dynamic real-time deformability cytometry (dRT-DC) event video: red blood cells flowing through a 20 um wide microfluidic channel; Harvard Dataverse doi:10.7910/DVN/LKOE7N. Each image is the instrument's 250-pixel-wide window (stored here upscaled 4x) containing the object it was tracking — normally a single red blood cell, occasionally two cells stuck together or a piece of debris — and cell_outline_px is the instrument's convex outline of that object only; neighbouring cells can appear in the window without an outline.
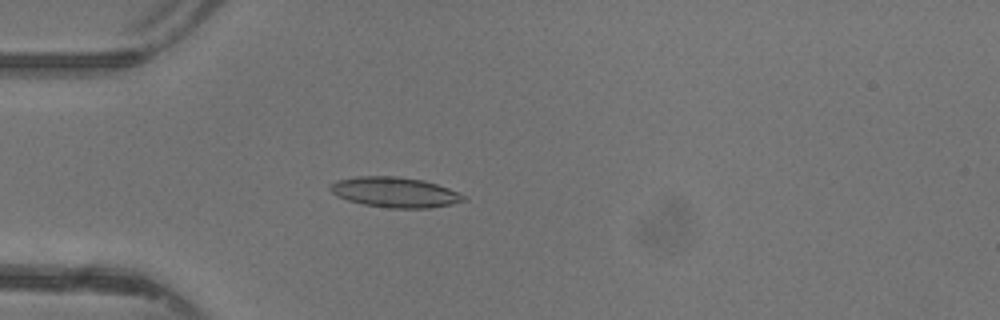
{"species": "common noctule bat (a hibernating species)", "species_latin": "Nyctalus noctula", "temperature_condition": "warm", "stored_images_in_passage": 6, "camera_frame_rate_fps": 3000, "um_per_image_px": 0.085, "animal": {"sex": "female"}, "frame": {"image": 1, "passage_image": 2, "time_ms": 0.333, "image_size_px": [1000, 320], "cell_outline_px": [[468, 200], [452, 204], [428, 208], [388, 208], [364, 204], [348, 200], [336, 196], [328, 188], [328, 184], [336, 180], [360, 176], [396, 176], [424, 180], [448, 188], [464, 196]], "centroid_in_image_um": [33.53, 16.34], "position_along_channel_um": 51.5, "area_um2": 23.52}}
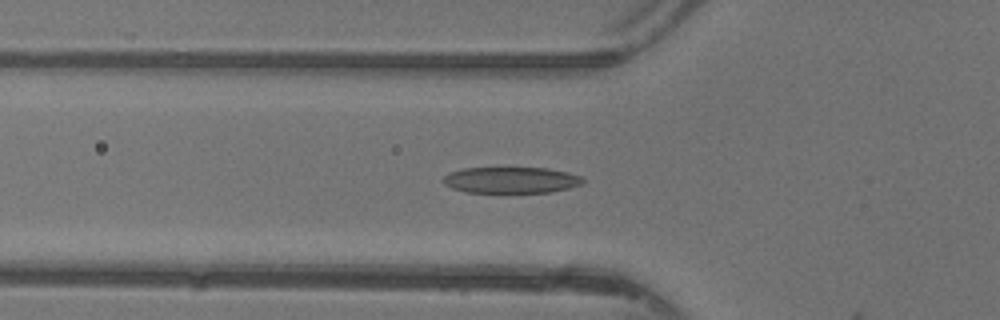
{"frame": {"image": 2, "passage_image": 5, "time_ms": 1.333, "image_size_px": [1000, 320], "cell_outline_px": [[584, 180], [580, 184], [568, 188], [548, 192], [464, 192], [452, 188], [444, 184], [440, 180], [444, 176], [452, 172], [464, 168], [548, 168], [568, 172], [580, 176]], "centroid_in_image_um": [43.4, 15.3], "position_along_channel_um": 82.4, "area_um2": 21.15}}